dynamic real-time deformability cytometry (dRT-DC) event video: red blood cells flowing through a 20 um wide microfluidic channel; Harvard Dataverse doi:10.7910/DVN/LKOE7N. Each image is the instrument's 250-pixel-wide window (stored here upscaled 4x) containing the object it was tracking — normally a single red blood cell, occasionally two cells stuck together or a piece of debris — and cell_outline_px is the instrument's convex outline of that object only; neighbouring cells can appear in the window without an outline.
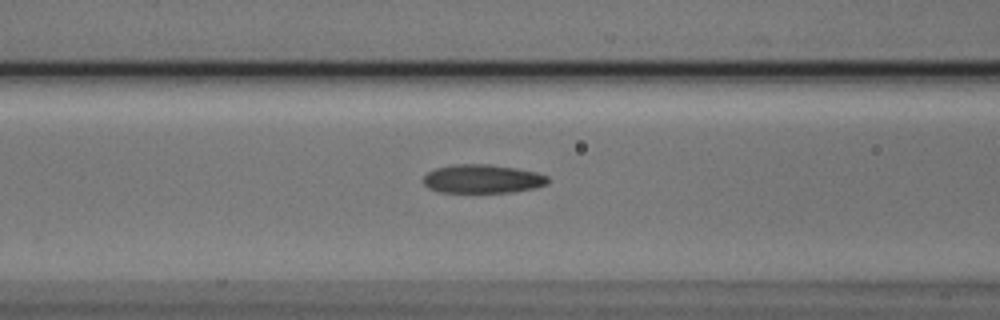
{"species": "Egyptian fruit bat (a non-hibernating species)", "species_latin": "Rousettus aegyptiacus", "temperature_condition": "cold", "stored_images_in_passage": 24, "camera_frame_rate_fps": 3000, "um_per_image_px": 0.085, "animal": {"sex": "male"}, "frame": {"image": 1, "passage_image": 5, "time_ms": 1.333, "image_size_px": [1000, 320], "cell_outline_px": [[548, 184], [536, 188], [512, 192], [440, 192], [428, 188], [424, 184], [424, 176], [428, 172], [436, 168], [452, 164], [488, 164], [516, 168], [536, 172], [548, 176]], "centroid_in_image_um": [41.02, 15.2], "position_along_channel_um": 125.6, "area_um2": 20.87}}
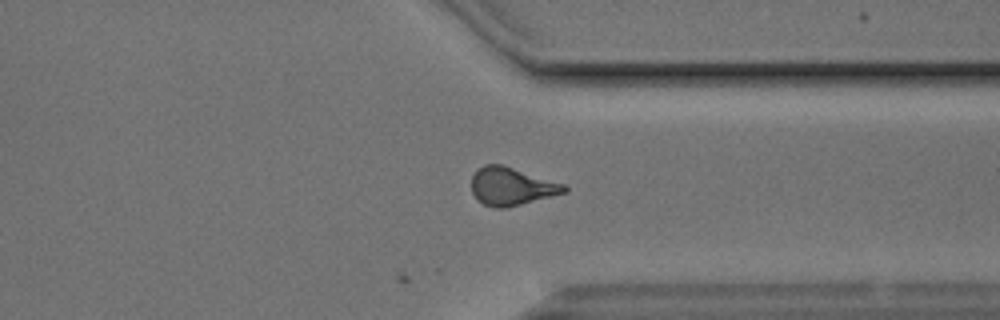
{"frame": {"image": 2, "passage_image": 24, "time_ms": 7.667, "image_size_px": [1000, 320], "cell_outline_px": [[568, 192], [504, 208], [496, 208], [484, 204], [476, 200], [472, 192], [472, 176], [476, 168], [484, 164], [500, 164], [564, 184], [568, 188]], "centroid_in_image_um": [43.44, 15.84], "position_along_channel_um": 368.0, "area_um2": 20.35}}